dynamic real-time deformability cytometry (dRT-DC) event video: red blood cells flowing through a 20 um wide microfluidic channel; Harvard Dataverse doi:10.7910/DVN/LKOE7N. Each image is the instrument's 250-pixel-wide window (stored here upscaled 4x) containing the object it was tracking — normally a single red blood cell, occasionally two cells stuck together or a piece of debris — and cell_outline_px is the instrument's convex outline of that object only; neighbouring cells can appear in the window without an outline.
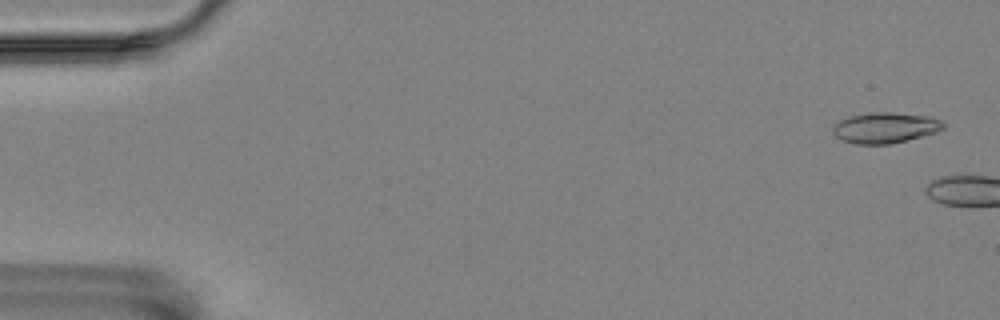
{"species": "Egyptian fruit bat (a non-hibernating species)", "species_latin": "Rousettus aegyptiacus", "temperature_condition": "room temperature", "stored_images_in_passage": 4, "camera_frame_rate_fps": 3000, "um_per_image_px": 0.085, "animal": {"sex": "female"}, "frame": {"image": 1, "passage_image": 2, "time_ms": 0.333, "image_size_px": [1000, 320], "cell_outline_px": [[944, 128], [936, 132], [888, 144], [856, 144], [844, 140], [836, 136], [832, 132], [832, 128], [840, 120], [848, 116], [872, 112], [892, 112], [932, 116], [940, 120], [944, 124]], "centroid_in_image_um": [75.23, 10.84], "position_along_channel_um": 9.8, "area_um2": 19.59}}